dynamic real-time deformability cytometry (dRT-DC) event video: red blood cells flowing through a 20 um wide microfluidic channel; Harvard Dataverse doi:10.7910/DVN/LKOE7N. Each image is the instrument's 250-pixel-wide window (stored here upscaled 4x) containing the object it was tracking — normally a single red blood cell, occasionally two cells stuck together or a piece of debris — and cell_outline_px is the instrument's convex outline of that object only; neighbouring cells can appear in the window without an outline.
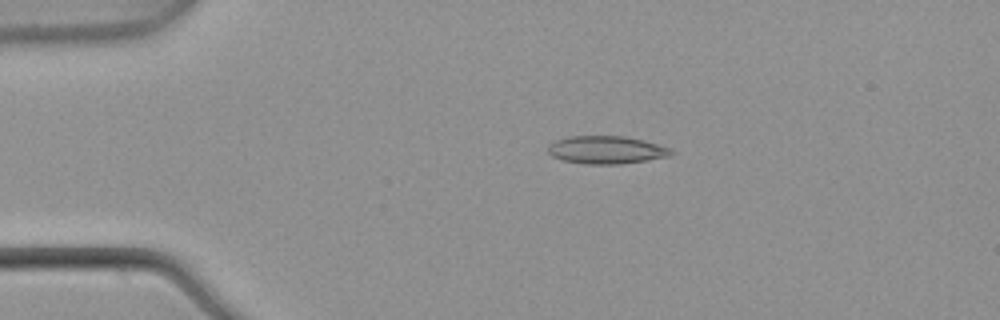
{"species": "common noctule bat (a hibernating species)", "species_latin": "Nyctalus noctula", "temperature_condition": "warm", "stored_images_in_passage": 5, "camera_frame_rate_fps": 3000, "um_per_image_px": 0.085, "animal": {"sex": "male", "body_mass_g": 21.5, "forearm_length_mm": 52.0}, "frame": {"image": 1, "passage_image": 2, "time_ms": 0.333, "image_size_px": [1000, 320], "cell_outline_px": [[676, 152], [672, 156], [648, 160], [620, 164], [584, 164], [564, 160], [552, 156], [548, 152], [548, 144], [556, 140], [572, 136], [624, 136], [644, 140], [668, 148]], "centroid_in_image_um": [51.56, 12.74], "position_along_channel_um": 33.4, "area_um2": 20.0}}
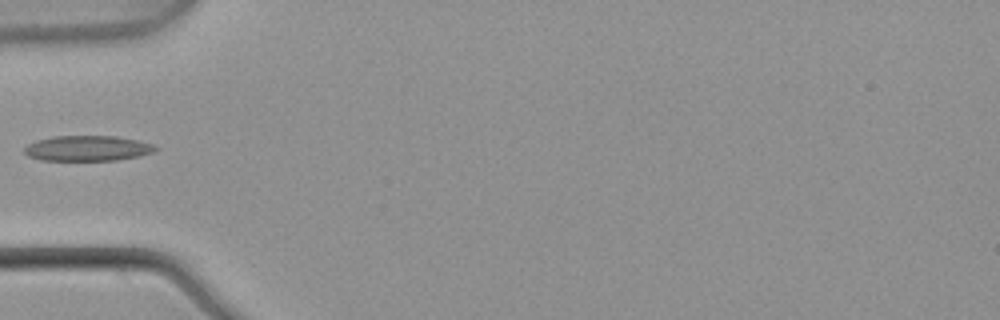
{"frame": {"image": 2, "passage_image": 4, "time_ms": 1.0, "image_size_px": [1000, 320], "cell_outline_px": [[160, 148], [152, 152], [136, 156], [116, 160], [40, 160], [28, 156], [24, 152], [24, 148], [28, 144], [36, 140], [52, 136], [116, 136], [136, 140], [152, 144]], "centroid_in_image_um": [7.4, 12.6], "position_along_channel_um": 77.6, "area_um2": 19.25}}
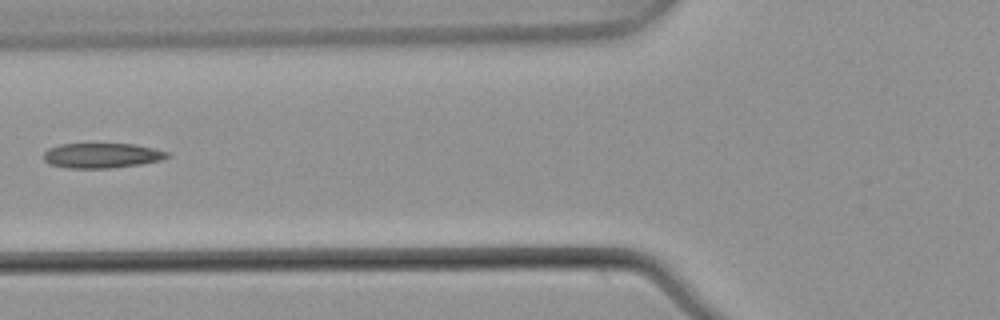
{"frame": {"image": 3, "passage_image": 5, "time_ms": 1.333, "image_size_px": [1000, 320], "cell_outline_px": [[172, 156], [160, 160], [140, 164], [112, 168], [64, 168], [52, 164], [44, 160], [44, 152], [48, 148], [60, 144], [136, 144], [168, 152]], "centroid_in_image_um": [8.66, 13.22], "position_along_channel_um": 117.1, "area_um2": 17.98}}